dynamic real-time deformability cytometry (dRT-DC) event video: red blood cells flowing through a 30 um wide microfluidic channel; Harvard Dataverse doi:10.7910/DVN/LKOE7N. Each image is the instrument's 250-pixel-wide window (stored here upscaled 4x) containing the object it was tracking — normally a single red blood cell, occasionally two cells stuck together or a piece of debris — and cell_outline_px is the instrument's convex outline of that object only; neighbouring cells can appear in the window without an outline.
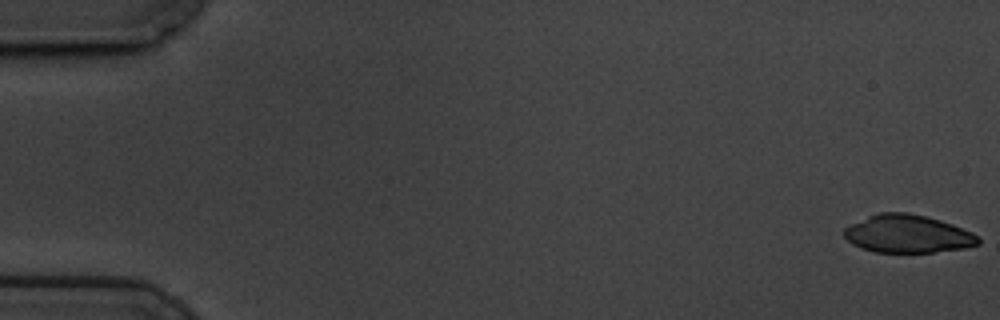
{"species": "common noctule bat (a hibernating species)", "species_latin": "Nyctalus noctula", "temperature_condition": "cold", "stored_images_in_passage": 59, "camera_frame_rate_fps": 3000, "um_per_image_px": 0.085, "animal": {"sex": "male", "body_mass_g": 19.5, "forearm_length_mm": 54.6}, "frame": {"image": 1, "passage_image": 1, "time_ms": 0.0, "image_size_px": [1000, 320], "cell_outline_px": [[980, 244], [964, 248], [932, 252], [876, 252], [860, 248], [852, 244], [844, 236], [844, 228], [848, 224], [868, 216], [880, 212], [908, 212], [940, 220], [952, 224], [972, 232], [980, 236]], "centroid_in_image_um": [77.14, 19.87], "position_along_channel_um": 7.9, "area_um2": 29.77}}